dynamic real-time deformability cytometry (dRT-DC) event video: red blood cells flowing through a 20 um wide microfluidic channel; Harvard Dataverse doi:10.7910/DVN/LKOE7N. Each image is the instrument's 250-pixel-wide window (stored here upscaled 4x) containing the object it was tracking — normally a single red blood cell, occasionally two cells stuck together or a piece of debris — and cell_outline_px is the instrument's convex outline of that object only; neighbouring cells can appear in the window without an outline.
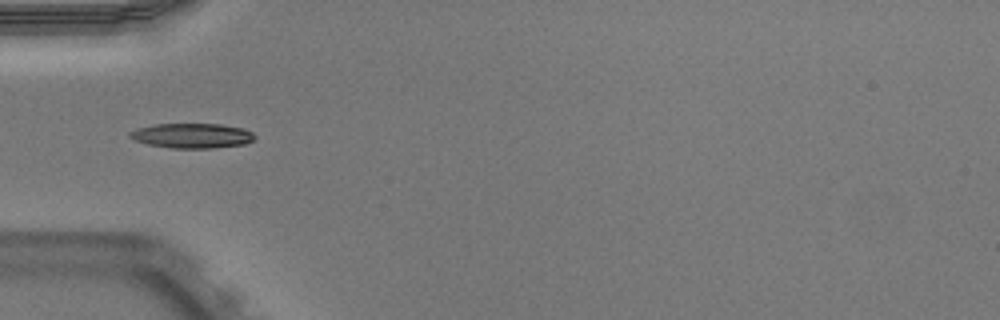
{"species": "Egyptian fruit bat (a non-hibernating species)", "species_latin": "Rousettus aegyptiacus", "temperature_condition": "warm", "stored_images_in_passage": 35, "camera_frame_rate_fps": 3000, "um_per_image_px": 0.085, "animal": {"sex": "male"}, "frame": {"image": 1, "passage_image": 1, "time_ms": 0.0, "image_size_px": [1000, 320], "cell_outline_px": [[256, 136], [252, 140], [244, 144], [212, 148], [172, 148], [148, 144], [136, 140], [128, 136], [128, 132], [136, 128], [156, 124], [220, 124], [244, 128], [252, 132]], "centroid_in_image_um": [16.32, 11.53], "position_along_channel_um": 68.7, "area_um2": 18.03}}
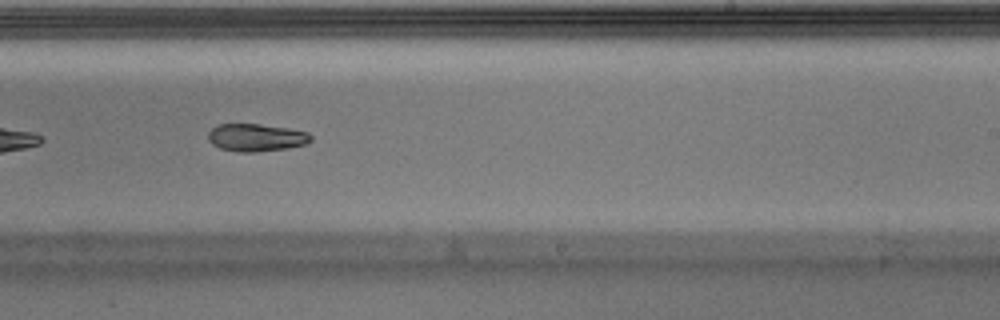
{"frame": {"image": 2, "passage_image": 16, "time_ms": 5.0, "image_size_px": [1000, 320], "cell_outline_px": [[312, 140], [304, 144], [288, 148], [256, 152], [240, 152], [220, 148], [212, 144], [208, 140], [208, 132], [216, 124], [260, 124], [288, 128], [308, 132], [312, 136]], "centroid_in_image_um": [21.76, 11.68], "position_along_channel_um": 267.2, "area_um2": 16.59}}